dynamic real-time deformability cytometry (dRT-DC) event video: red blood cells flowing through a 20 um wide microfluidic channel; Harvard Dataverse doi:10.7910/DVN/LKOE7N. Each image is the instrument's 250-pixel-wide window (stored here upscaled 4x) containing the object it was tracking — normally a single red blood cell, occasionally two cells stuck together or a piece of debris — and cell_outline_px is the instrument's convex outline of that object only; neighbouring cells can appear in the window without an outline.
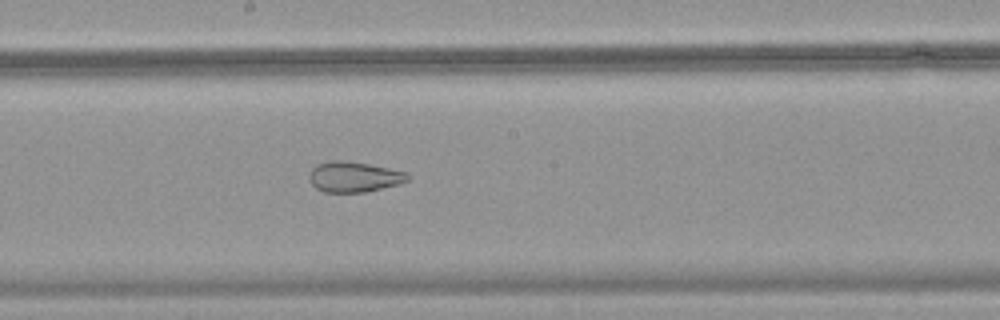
{"species": "common noctule bat (a hibernating species)", "species_latin": "Nyctalus noctula", "temperature_condition": "warm", "stored_images_in_passage": 50, "camera_frame_rate_fps": 3000, "um_per_image_px": 0.085, "animal": {"sex": "female", "body_mass_g": 18.4}, "frame": {"image": 1, "passage_image": 28, "time_ms": 9.0, "image_size_px": [1000, 320], "cell_outline_px": [[408, 180], [400, 184], [364, 192], [324, 192], [316, 188], [312, 184], [308, 176], [312, 168], [316, 164], [328, 160], [344, 160], [368, 164], [388, 168], [404, 172], [408, 176]], "centroid_in_image_um": [30.03, 15.02], "position_along_channel_um": 218.2, "area_um2": 17.4}}
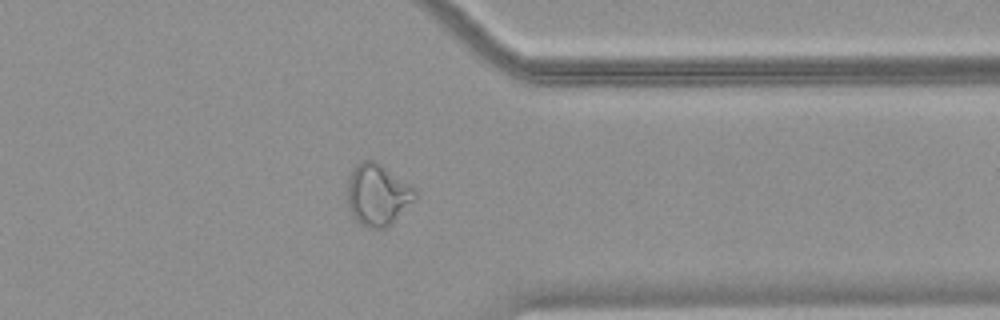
{"frame": {"image": 2, "passage_image": 40, "time_ms": 13.0, "image_size_px": [1000, 320], "cell_outline_px": [[416, 196], [384, 228], [368, 228], [360, 224], [352, 216], [348, 204], [348, 176], [356, 164], [360, 160], [376, 160], [416, 188]], "centroid_in_image_um": [32.05, 16.5], "position_along_channel_um": 379.4, "area_um2": 23.93}}
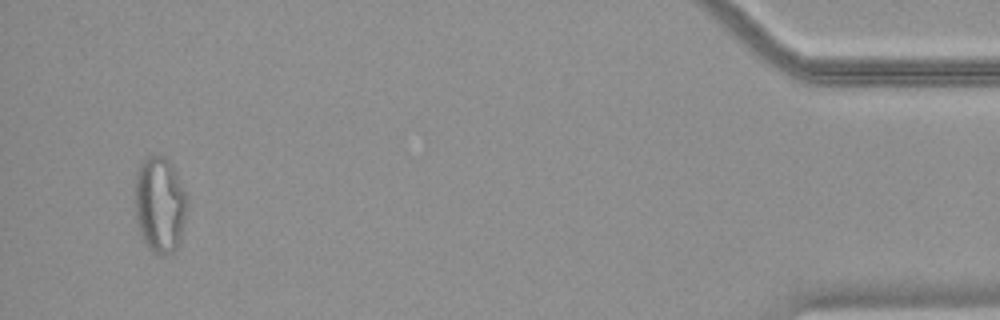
{"frame": {"image": 3, "passage_image": 48, "time_ms": 15.667, "image_size_px": [1000, 320], "cell_outline_px": [[188, 204], [180, 240], [176, 248], [172, 252], [164, 256], [160, 256], [144, 240], [140, 232], [136, 216], [136, 172], [144, 156], [164, 156], [168, 160], [188, 196]], "centroid_in_image_um": [13.6, 17.37], "position_along_channel_um": 421.6, "area_um2": 28.84}}